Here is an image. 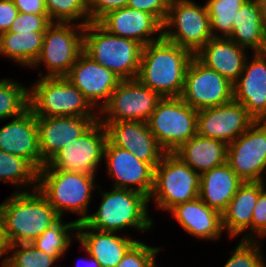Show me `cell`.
I'll return each instance as SVG.
<instances>
[{"instance_id": "60d3db41", "label": "cell", "mask_w": 266, "mask_h": 267, "mask_svg": "<svg viewBox=\"0 0 266 267\" xmlns=\"http://www.w3.org/2000/svg\"><path fill=\"white\" fill-rule=\"evenodd\" d=\"M256 236H254V234ZM259 237H266V189L264 188L258 197L252 216V233L251 240ZM255 237V238H254Z\"/></svg>"}, {"instance_id": "ba28073f", "label": "cell", "mask_w": 266, "mask_h": 267, "mask_svg": "<svg viewBox=\"0 0 266 267\" xmlns=\"http://www.w3.org/2000/svg\"><path fill=\"white\" fill-rule=\"evenodd\" d=\"M197 113L181 97H162L147 124L158 145L174 152L197 134Z\"/></svg>"}, {"instance_id": "f546056e", "label": "cell", "mask_w": 266, "mask_h": 267, "mask_svg": "<svg viewBox=\"0 0 266 267\" xmlns=\"http://www.w3.org/2000/svg\"><path fill=\"white\" fill-rule=\"evenodd\" d=\"M45 32H11L0 34V54L15 63L32 68L39 57Z\"/></svg>"}, {"instance_id": "d6a6232c", "label": "cell", "mask_w": 266, "mask_h": 267, "mask_svg": "<svg viewBox=\"0 0 266 267\" xmlns=\"http://www.w3.org/2000/svg\"><path fill=\"white\" fill-rule=\"evenodd\" d=\"M247 0H208L206 9L210 18L211 32L213 37L230 38L233 21L240 7ZM222 32L218 34L217 32Z\"/></svg>"}, {"instance_id": "9c48e42d", "label": "cell", "mask_w": 266, "mask_h": 267, "mask_svg": "<svg viewBox=\"0 0 266 267\" xmlns=\"http://www.w3.org/2000/svg\"><path fill=\"white\" fill-rule=\"evenodd\" d=\"M162 36L195 55L213 37L206 5L172 0Z\"/></svg>"}, {"instance_id": "ab89813d", "label": "cell", "mask_w": 266, "mask_h": 267, "mask_svg": "<svg viewBox=\"0 0 266 267\" xmlns=\"http://www.w3.org/2000/svg\"><path fill=\"white\" fill-rule=\"evenodd\" d=\"M172 0H129L127 6L152 14L162 25Z\"/></svg>"}, {"instance_id": "8fae6325", "label": "cell", "mask_w": 266, "mask_h": 267, "mask_svg": "<svg viewBox=\"0 0 266 267\" xmlns=\"http://www.w3.org/2000/svg\"><path fill=\"white\" fill-rule=\"evenodd\" d=\"M161 98L157 92L144 86L137 78L121 80L109 100L98 111V120L100 122L142 121L147 123Z\"/></svg>"}, {"instance_id": "5bb4252c", "label": "cell", "mask_w": 266, "mask_h": 267, "mask_svg": "<svg viewBox=\"0 0 266 267\" xmlns=\"http://www.w3.org/2000/svg\"><path fill=\"white\" fill-rule=\"evenodd\" d=\"M226 163L244 181L264 182L266 120L255 121L227 146Z\"/></svg>"}, {"instance_id": "d590c367", "label": "cell", "mask_w": 266, "mask_h": 267, "mask_svg": "<svg viewBox=\"0 0 266 267\" xmlns=\"http://www.w3.org/2000/svg\"><path fill=\"white\" fill-rule=\"evenodd\" d=\"M9 252L13 254L2 258V267H51L57 261L55 257L49 256L31 243L9 245Z\"/></svg>"}, {"instance_id": "ee69618b", "label": "cell", "mask_w": 266, "mask_h": 267, "mask_svg": "<svg viewBox=\"0 0 266 267\" xmlns=\"http://www.w3.org/2000/svg\"><path fill=\"white\" fill-rule=\"evenodd\" d=\"M18 12L48 15L44 0H12Z\"/></svg>"}, {"instance_id": "cb8c5ba5", "label": "cell", "mask_w": 266, "mask_h": 267, "mask_svg": "<svg viewBox=\"0 0 266 267\" xmlns=\"http://www.w3.org/2000/svg\"><path fill=\"white\" fill-rule=\"evenodd\" d=\"M245 52L246 48L230 38L212 37L195 56L234 84L244 69L248 56Z\"/></svg>"}, {"instance_id": "603a6c76", "label": "cell", "mask_w": 266, "mask_h": 267, "mask_svg": "<svg viewBox=\"0 0 266 267\" xmlns=\"http://www.w3.org/2000/svg\"><path fill=\"white\" fill-rule=\"evenodd\" d=\"M76 233V240L99 262L100 267H117L124 254L137 241L128 236H118L115 234L117 232L90 228L85 222L77 224Z\"/></svg>"}, {"instance_id": "4dcf8cb0", "label": "cell", "mask_w": 266, "mask_h": 267, "mask_svg": "<svg viewBox=\"0 0 266 267\" xmlns=\"http://www.w3.org/2000/svg\"><path fill=\"white\" fill-rule=\"evenodd\" d=\"M77 224L76 221L64 223L60 218L31 244L37 249L46 252L49 256L60 260L70 246L71 239L73 237L76 239L77 237Z\"/></svg>"}, {"instance_id": "7c38bea8", "label": "cell", "mask_w": 266, "mask_h": 267, "mask_svg": "<svg viewBox=\"0 0 266 267\" xmlns=\"http://www.w3.org/2000/svg\"><path fill=\"white\" fill-rule=\"evenodd\" d=\"M107 142L105 126L96 120L79 138L61 148L42 168L96 175L104 160Z\"/></svg>"}, {"instance_id": "30bf717a", "label": "cell", "mask_w": 266, "mask_h": 267, "mask_svg": "<svg viewBox=\"0 0 266 267\" xmlns=\"http://www.w3.org/2000/svg\"><path fill=\"white\" fill-rule=\"evenodd\" d=\"M83 25L77 23L52 22L46 29L42 50L32 65H46L48 73L41 77H66L83 52Z\"/></svg>"}, {"instance_id": "7bdbcfd3", "label": "cell", "mask_w": 266, "mask_h": 267, "mask_svg": "<svg viewBox=\"0 0 266 267\" xmlns=\"http://www.w3.org/2000/svg\"><path fill=\"white\" fill-rule=\"evenodd\" d=\"M18 9L12 0H0V34L9 31Z\"/></svg>"}, {"instance_id": "e575fe53", "label": "cell", "mask_w": 266, "mask_h": 267, "mask_svg": "<svg viewBox=\"0 0 266 267\" xmlns=\"http://www.w3.org/2000/svg\"><path fill=\"white\" fill-rule=\"evenodd\" d=\"M51 22L75 23L86 26L90 23L88 0H44ZM79 19V21H78ZM82 19V20H80Z\"/></svg>"}, {"instance_id": "8d00e7d4", "label": "cell", "mask_w": 266, "mask_h": 267, "mask_svg": "<svg viewBox=\"0 0 266 267\" xmlns=\"http://www.w3.org/2000/svg\"><path fill=\"white\" fill-rule=\"evenodd\" d=\"M257 240H240L224 267H266L262 248Z\"/></svg>"}, {"instance_id": "74e56055", "label": "cell", "mask_w": 266, "mask_h": 267, "mask_svg": "<svg viewBox=\"0 0 266 267\" xmlns=\"http://www.w3.org/2000/svg\"><path fill=\"white\" fill-rule=\"evenodd\" d=\"M160 247H152L137 240L124 254L117 267H157L155 257Z\"/></svg>"}, {"instance_id": "d4e9b609", "label": "cell", "mask_w": 266, "mask_h": 267, "mask_svg": "<svg viewBox=\"0 0 266 267\" xmlns=\"http://www.w3.org/2000/svg\"><path fill=\"white\" fill-rule=\"evenodd\" d=\"M264 184L265 182L261 181L243 182L228 203L222 213V225L231 238L241 235L248 229L250 233L245 234L241 240H251L253 210L260 192L266 188Z\"/></svg>"}, {"instance_id": "3957f363", "label": "cell", "mask_w": 266, "mask_h": 267, "mask_svg": "<svg viewBox=\"0 0 266 267\" xmlns=\"http://www.w3.org/2000/svg\"><path fill=\"white\" fill-rule=\"evenodd\" d=\"M98 210L84 221L90 228L99 231L118 232L125 228L146 231L153 226L148 216L149 198L144 194L123 188L102 192Z\"/></svg>"}, {"instance_id": "4fadbf2b", "label": "cell", "mask_w": 266, "mask_h": 267, "mask_svg": "<svg viewBox=\"0 0 266 267\" xmlns=\"http://www.w3.org/2000/svg\"><path fill=\"white\" fill-rule=\"evenodd\" d=\"M196 110L227 104L234 100L233 84L204 65L195 55L185 73L180 96Z\"/></svg>"}, {"instance_id": "7402d4cb", "label": "cell", "mask_w": 266, "mask_h": 267, "mask_svg": "<svg viewBox=\"0 0 266 267\" xmlns=\"http://www.w3.org/2000/svg\"><path fill=\"white\" fill-rule=\"evenodd\" d=\"M99 117H37L39 146L48 162L61 148L81 136Z\"/></svg>"}, {"instance_id": "7dc6e473", "label": "cell", "mask_w": 266, "mask_h": 267, "mask_svg": "<svg viewBox=\"0 0 266 267\" xmlns=\"http://www.w3.org/2000/svg\"><path fill=\"white\" fill-rule=\"evenodd\" d=\"M259 4L261 7V11H262L263 22L266 27V0H259Z\"/></svg>"}, {"instance_id": "44dd1931", "label": "cell", "mask_w": 266, "mask_h": 267, "mask_svg": "<svg viewBox=\"0 0 266 267\" xmlns=\"http://www.w3.org/2000/svg\"><path fill=\"white\" fill-rule=\"evenodd\" d=\"M233 84L234 100L241 103L257 120H266V51L254 52Z\"/></svg>"}, {"instance_id": "e0dca14e", "label": "cell", "mask_w": 266, "mask_h": 267, "mask_svg": "<svg viewBox=\"0 0 266 267\" xmlns=\"http://www.w3.org/2000/svg\"><path fill=\"white\" fill-rule=\"evenodd\" d=\"M66 78L98 110L106 104L122 80L110 69L98 64L84 52L78 56Z\"/></svg>"}, {"instance_id": "8992f818", "label": "cell", "mask_w": 266, "mask_h": 267, "mask_svg": "<svg viewBox=\"0 0 266 267\" xmlns=\"http://www.w3.org/2000/svg\"><path fill=\"white\" fill-rule=\"evenodd\" d=\"M35 82L29 89V108L36 117H99L66 77H39Z\"/></svg>"}, {"instance_id": "83f0119b", "label": "cell", "mask_w": 266, "mask_h": 267, "mask_svg": "<svg viewBox=\"0 0 266 267\" xmlns=\"http://www.w3.org/2000/svg\"><path fill=\"white\" fill-rule=\"evenodd\" d=\"M227 146L222 141L196 134L173 153L195 172L202 174L226 163Z\"/></svg>"}, {"instance_id": "d6986e66", "label": "cell", "mask_w": 266, "mask_h": 267, "mask_svg": "<svg viewBox=\"0 0 266 267\" xmlns=\"http://www.w3.org/2000/svg\"><path fill=\"white\" fill-rule=\"evenodd\" d=\"M107 140L115 146L130 151L137 159L155 168L165 151L158 145L156 138L146 122L116 121L102 122Z\"/></svg>"}, {"instance_id": "52a82bcc", "label": "cell", "mask_w": 266, "mask_h": 267, "mask_svg": "<svg viewBox=\"0 0 266 267\" xmlns=\"http://www.w3.org/2000/svg\"><path fill=\"white\" fill-rule=\"evenodd\" d=\"M200 174L173 152H165L154 168L151 198L162 209L171 211L179 204L199 197Z\"/></svg>"}, {"instance_id": "ffe728a7", "label": "cell", "mask_w": 266, "mask_h": 267, "mask_svg": "<svg viewBox=\"0 0 266 267\" xmlns=\"http://www.w3.org/2000/svg\"><path fill=\"white\" fill-rule=\"evenodd\" d=\"M98 23L109 33L137 41L143 47L160 39L163 32V25L152 14L129 6L108 12ZM157 32L158 37H153Z\"/></svg>"}, {"instance_id": "6da1fadb", "label": "cell", "mask_w": 266, "mask_h": 267, "mask_svg": "<svg viewBox=\"0 0 266 267\" xmlns=\"http://www.w3.org/2000/svg\"><path fill=\"white\" fill-rule=\"evenodd\" d=\"M193 56L162 36L142 48L137 79L161 97H180Z\"/></svg>"}, {"instance_id": "1f68e13d", "label": "cell", "mask_w": 266, "mask_h": 267, "mask_svg": "<svg viewBox=\"0 0 266 267\" xmlns=\"http://www.w3.org/2000/svg\"><path fill=\"white\" fill-rule=\"evenodd\" d=\"M0 181L12 185L38 187V170L26 159L0 149Z\"/></svg>"}, {"instance_id": "484cf974", "label": "cell", "mask_w": 266, "mask_h": 267, "mask_svg": "<svg viewBox=\"0 0 266 267\" xmlns=\"http://www.w3.org/2000/svg\"><path fill=\"white\" fill-rule=\"evenodd\" d=\"M170 213L186 232L198 239L216 240L224 232L222 214L199 197L177 205Z\"/></svg>"}, {"instance_id": "f6af8a7d", "label": "cell", "mask_w": 266, "mask_h": 267, "mask_svg": "<svg viewBox=\"0 0 266 267\" xmlns=\"http://www.w3.org/2000/svg\"><path fill=\"white\" fill-rule=\"evenodd\" d=\"M8 243L4 234V220L0 211V258L8 254Z\"/></svg>"}, {"instance_id": "4316f807", "label": "cell", "mask_w": 266, "mask_h": 267, "mask_svg": "<svg viewBox=\"0 0 266 267\" xmlns=\"http://www.w3.org/2000/svg\"><path fill=\"white\" fill-rule=\"evenodd\" d=\"M243 182L225 163L200 174L199 198L222 214Z\"/></svg>"}, {"instance_id": "ac0fdd59", "label": "cell", "mask_w": 266, "mask_h": 267, "mask_svg": "<svg viewBox=\"0 0 266 267\" xmlns=\"http://www.w3.org/2000/svg\"><path fill=\"white\" fill-rule=\"evenodd\" d=\"M0 149L28 160L38 171L47 164L40 151L37 117L30 108L0 128Z\"/></svg>"}, {"instance_id": "2e32d148", "label": "cell", "mask_w": 266, "mask_h": 267, "mask_svg": "<svg viewBox=\"0 0 266 267\" xmlns=\"http://www.w3.org/2000/svg\"><path fill=\"white\" fill-rule=\"evenodd\" d=\"M104 158L107 174L114 181L112 187L135 190L148 198L151 196L154 186V168L149 163L137 159L126 149L112 145L108 140L104 149Z\"/></svg>"}, {"instance_id": "7a4b0ae2", "label": "cell", "mask_w": 266, "mask_h": 267, "mask_svg": "<svg viewBox=\"0 0 266 267\" xmlns=\"http://www.w3.org/2000/svg\"><path fill=\"white\" fill-rule=\"evenodd\" d=\"M20 190L0 204L8 245L32 243L61 218L38 189Z\"/></svg>"}, {"instance_id": "836d02e7", "label": "cell", "mask_w": 266, "mask_h": 267, "mask_svg": "<svg viewBox=\"0 0 266 267\" xmlns=\"http://www.w3.org/2000/svg\"><path fill=\"white\" fill-rule=\"evenodd\" d=\"M23 86L12 79L0 80V120L17 117L29 108V89Z\"/></svg>"}, {"instance_id": "b9f144b4", "label": "cell", "mask_w": 266, "mask_h": 267, "mask_svg": "<svg viewBox=\"0 0 266 267\" xmlns=\"http://www.w3.org/2000/svg\"><path fill=\"white\" fill-rule=\"evenodd\" d=\"M129 0H88V11L91 22H98L108 12L126 7Z\"/></svg>"}, {"instance_id": "bcb514c9", "label": "cell", "mask_w": 266, "mask_h": 267, "mask_svg": "<svg viewBox=\"0 0 266 267\" xmlns=\"http://www.w3.org/2000/svg\"><path fill=\"white\" fill-rule=\"evenodd\" d=\"M90 257V259H86V261H87V263H83L84 265V267H100V264H99V262L94 258V257H92L91 255H89ZM88 260H89V262H88ZM91 260V261H90ZM85 261V262H86ZM84 262V261H83ZM83 266H81V267H83ZM77 267H80V266H77Z\"/></svg>"}, {"instance_id": "277c9868", "label": "cell", "mask_w": 266, "mask_h": 267, "mask_svg": "<svg viewBox=\"0 0 266 267\" xmlns=\"http://www.w3.org/2000/svg\"><path fill=\"white\" fill-rule=\"evenodd\" d=\"M142 48L137 41L109 33L98 22L84 27L83 52L122 80L137 78Z\"/></svg>"}, {"instance_id": "f1b7e54d", "label": "cell", "mask_w": 266, "mask_h": 267, "mask_svg": "<svg viewBox=\"0 0 266 267\" xmlns=\"http://www.w3.org/2000/svg\"><path fill=\"white\" fill-rule=\"evenodd\" d=\"M230 39L240 47L252 48L254 52L266 51V27L259 1L247 0L240 7Z\"/></svg>"}, {"instance_id": "5b68a950", "label": "cell", "mask_w": 266, "mask_h": 267, "mask_svg": "<svg viewBox=\"0 0 266 267\" xmlns=\"http://www.w3.org/2000/svg\"><path fill=\"white\" fill-rule=\"evenodd\" d=\"M94 179L95 175L41 168L38 171L37 189L61 218L65 211L73 212L81 216L75 220L81 223L89 217L88 205L92 191L97 187Z\"/></svg>"}, {"instance_id": "f35d334b", "label": "cell", "mask_w": 266, "mask_h": 267, "mask_svg": "<svg viewBox=\"0 0 266 267\" xmlns=\"http://www.w3.org/2000/svg\"><path fill=\"white\" fill-rule=\"evenodd\" d=\"M52 22L48 15L18 12L9 31L11 32H45Z\"/></svg>"}, {"instance_id": "9a60e30c", "label": "cell", "mask_w": 266, "mask_h": 267, "mask_svg": "<svg viewBox=\"0 0 266 267\" xmlns=\"http://www.w3.org/2000/svg\"><path fill=\"white\" fill-rule=\"evenodd\" d=\"M256 120L235 100L215 107L198 110L197 134L229 145Z\"/></svg>"}]
</instances>
